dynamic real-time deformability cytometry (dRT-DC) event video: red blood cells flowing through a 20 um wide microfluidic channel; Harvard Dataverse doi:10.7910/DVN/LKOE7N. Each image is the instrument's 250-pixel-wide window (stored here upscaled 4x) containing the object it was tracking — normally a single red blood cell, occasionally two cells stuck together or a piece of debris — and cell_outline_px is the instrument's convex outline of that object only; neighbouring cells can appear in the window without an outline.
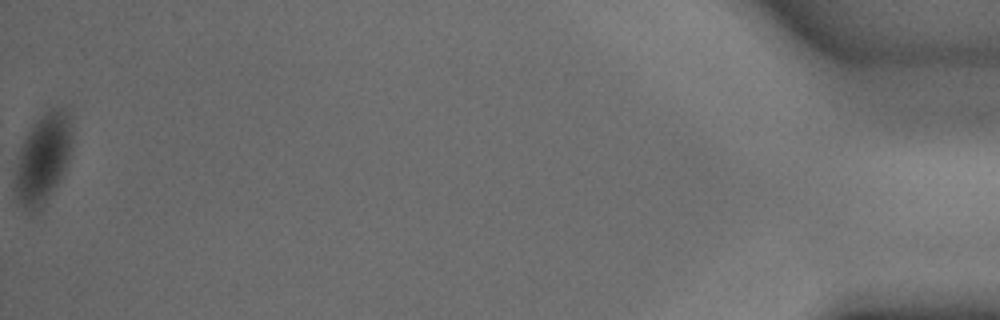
{"species": "common noctule bat (a hibernating species)", "species_latin": "Nyctalus noctula", "temperature_condition": "warm", "stored_images_in_passage": 26, "camera_frame_rate_fps": 3000, "um_per_image_px": 0.085, "animal": {"sex": "male", "body_mass_g": 15.6}, "frame": {"image": 1, "passage_image": 26, "time_ms": 8.333, "image_size_px": [1000, 320], "cell_outline_px": [[68, 156], [64, 168], [56, 184], [40, 208], [24, 208], [16, 192], [16, 168], [20, 148], [24, 136], [36, 120], [48, 108], [68, 104]], "centroid_in_image_um": [3.62, 13.33], "position_along_channel_um": 431.6, "area_um2": 28.15}}